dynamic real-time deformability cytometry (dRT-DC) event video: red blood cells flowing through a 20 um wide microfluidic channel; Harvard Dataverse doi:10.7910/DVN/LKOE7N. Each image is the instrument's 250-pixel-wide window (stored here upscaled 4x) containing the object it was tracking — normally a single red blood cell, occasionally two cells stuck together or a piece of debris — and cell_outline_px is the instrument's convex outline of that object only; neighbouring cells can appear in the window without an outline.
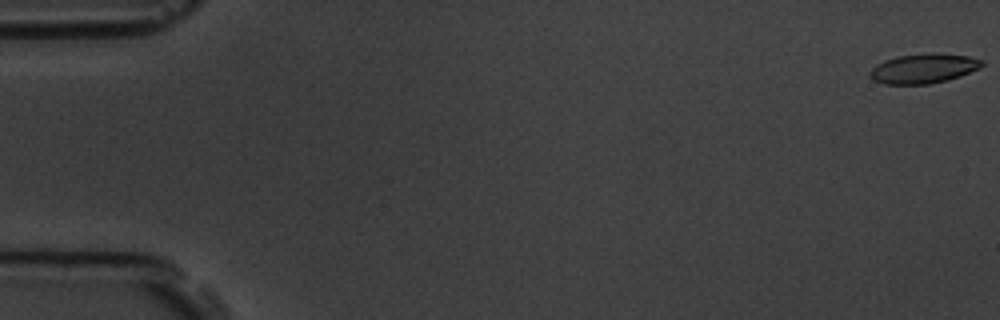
{"species": "common noctule bat (a hibernating species)", "species_latin": "Nyctalus noctula", "temperature_condition": "room temperature", "stored_images_in_passage": 4, "camera_frame_rate_fps": 3000, "um_per_image_px": 0.085, "animal": {"sex": "male", "body_mass_g": 19.5, "forearm_length_mm": 54.6}, "frame": {"image": 1, "passage_image": 1, "time_ms": 0.0, "image_size_px": [1000, 320], "cell_outline_px": [[984, 64], [980, 68], [960, 76], [948, 80], [928, 84], [884, 84], [868, 76], [868, 72], [876, 64], [884, 60], [900, 56], [936, 52], [968, 56], [984, 60]], "centroid_in_image_um": [78.52, 5.82], "position_along_channel_um": 6.5, "area_um2": 19.42}}